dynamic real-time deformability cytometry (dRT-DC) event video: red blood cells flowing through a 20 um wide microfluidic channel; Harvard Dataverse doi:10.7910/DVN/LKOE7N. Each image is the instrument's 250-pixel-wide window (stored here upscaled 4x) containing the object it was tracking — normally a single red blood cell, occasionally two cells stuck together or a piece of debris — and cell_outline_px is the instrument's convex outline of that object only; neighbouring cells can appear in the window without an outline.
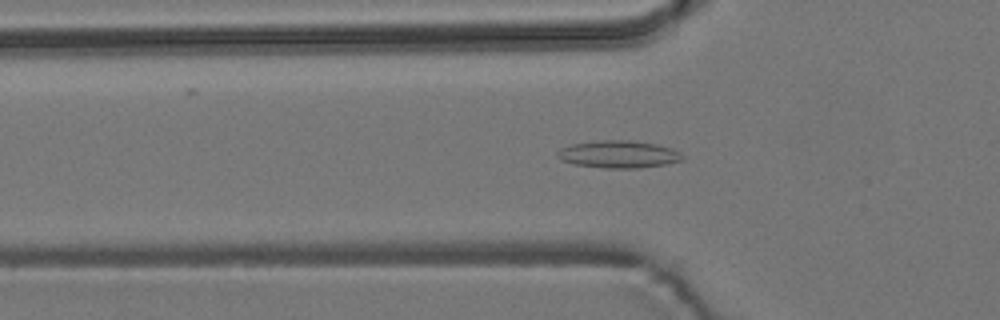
{"species": "common noctule bat (a hibernating species)", "species_latin": "Nyctalus noctula", "temperature_condition": "room temperature", "stored_images_in_passage": 55, "camera_frame_rate_fps": 3000, "um_per_image_px": 0.085, "animal": {"sex": "male", "body_mass_g": 19.2, "forearm_length_mm": 51.8}, "frame": {"image": 1, "passage_image": 18, "time_ms": 5.667, "image_size_px": [1000, 320], "cell_outline_px": [[684, 160], [668, 164], [640, 168], [604, 168], [572, 164], [560, 160], [556, 156], [556, 152], [560, 148], [572, 144], [596, 140], [632, 140], [656, 144], [672, 148], [680, 152], [684, 156]], "centroid_in_image_um": [52.58, 13.11], "position_along_channel_um": 73.2, "area_um2": 20.35}}
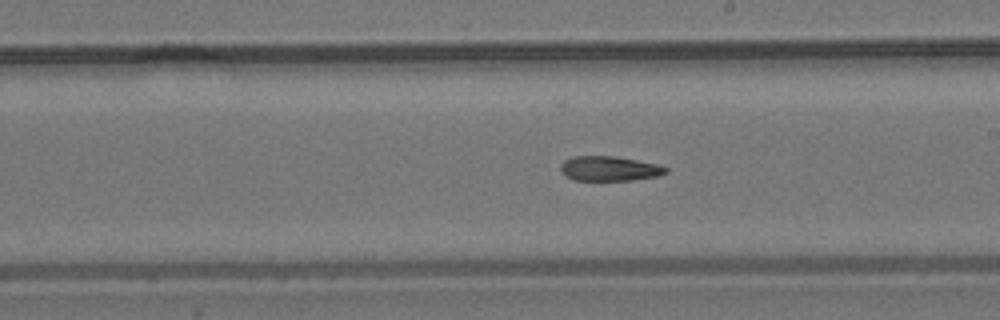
{"frame": {"image": 2, "passage_image": 31, "time_ms": 10.0, "image_size_px": [1000, 320], "cell_outline_px": [[668, 172], [660, 176], [632, 180], [572, 180], [564, 176], [560, 172], [560, 164], [564, 160], [572, 156], [616, 156], [656, 164], [668, 168]], "centroid_in_image_um": [51.76, 14.33], "position_along_channel_um": 237.2, "area_um2": 15.37}}
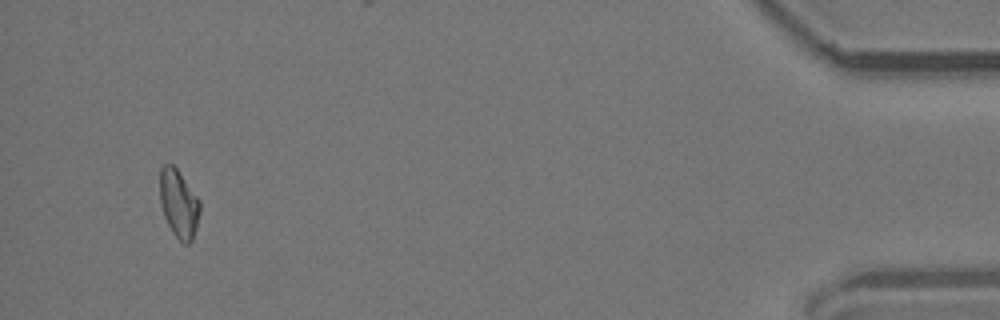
{"frame": {"image": 3, "passage_image": 52, "time_ms": 17.0, "image_size_px": [1000, 320], "cell_outline_px": [[200, 212], [196, 228], [192, 240], [188, 244], [184, 244], [172, 232], [164, 216], [160, 204], [160, 168], [164, 164], [172, 164], [176, 168], [200, 200]], "centroid_in_image_um": [15.19, 17.31], "position_along_channel_um": 420.0, "area_um2": 15.84}}